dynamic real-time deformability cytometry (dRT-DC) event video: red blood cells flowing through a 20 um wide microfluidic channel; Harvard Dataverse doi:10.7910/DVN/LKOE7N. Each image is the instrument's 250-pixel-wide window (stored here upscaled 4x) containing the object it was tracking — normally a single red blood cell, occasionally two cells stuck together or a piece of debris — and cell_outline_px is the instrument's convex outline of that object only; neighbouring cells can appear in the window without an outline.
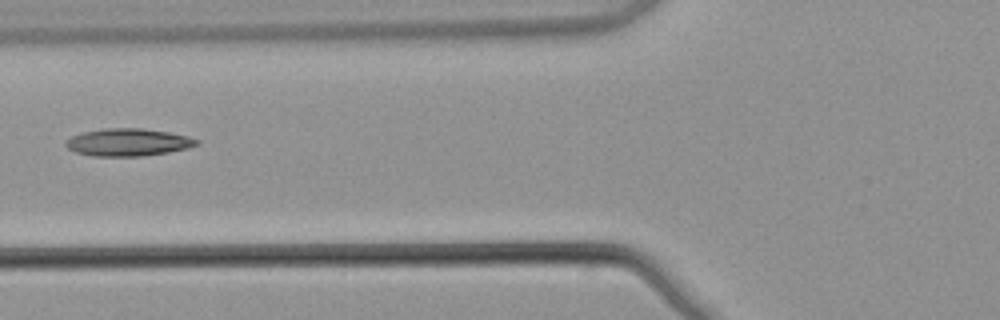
{"species": "common noctule bat (a hibernating species)", "species_latin": "Nyctalus noctula", "temperature_condition": "warm", "stored_images_in_passage": 7, "camera_frame_rate_fps": 3000, "um_per_image_px": 0.085, "animal": {"sex": "male", "body_mass_g": 21.5, "forearm_length_mm": 52.0}, "frame": {"image": 1, "passage_image": 4, "time_ms": 1.0, "image_size_px": [1000, 320], "cell_outline_px": [[200, 144], [188, 148], [168, 152], [144, 156], [92, 156], [76, 152], [68, 148], [64, 144], [72, 136], [84, 132], [104, 128], [140, 128], [168, 132], [188, 136], [200, 140]], "centroid_in_image_um": [10.92, 12.1], "position_along_channel_um": 114.9, "area_um2": 20.92}}
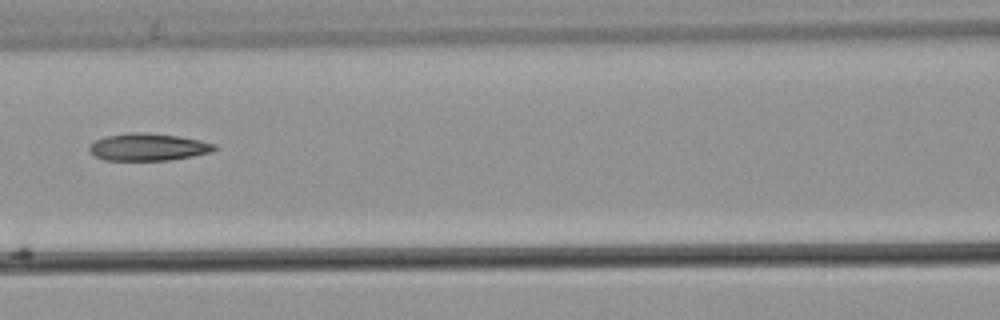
{"frame": {"image": 2, "passage_image": 5, "time_ms": 1.333, "image_size_px": [1000, 320], "cell_outline_px": [[220, 148], [212, 152], [192, 156], [168, 160], [104, 160], [88, 152], [88, 148], [96, 140], [104, 136], [132, 132], [176, 136], [200, 140], [216, 144]], "centroid_in_image_um": [12.61, 12.51], "position_along_channel_um": 154.0, "area_um2": 19.77}}